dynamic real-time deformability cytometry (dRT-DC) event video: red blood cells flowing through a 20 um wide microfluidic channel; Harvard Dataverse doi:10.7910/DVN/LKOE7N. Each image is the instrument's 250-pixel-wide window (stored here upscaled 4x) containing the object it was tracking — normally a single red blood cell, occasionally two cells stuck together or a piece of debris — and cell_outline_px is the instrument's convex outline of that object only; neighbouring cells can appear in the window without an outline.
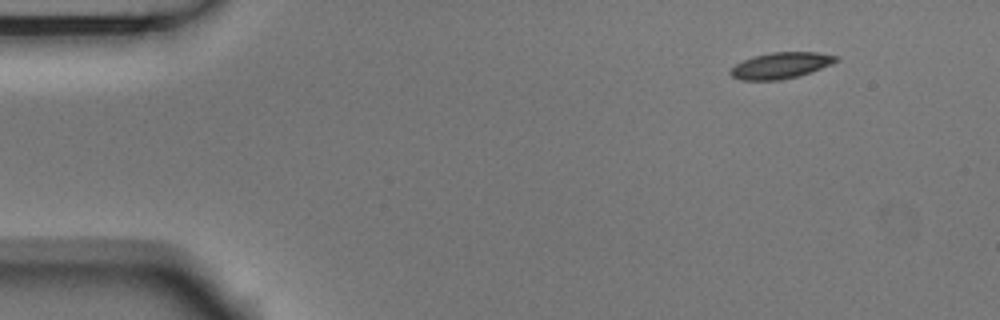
{"species": "Egyptian fruit bat (a non-hibernating species)", "species_latin": "Rousettus aegyptiacus", "temperature_condition": "room temperature", "stored_images_in_passage": 49, "camera_frame_rate_fps": 3000, "um_per_image_px": 0.085, "animal": {"sex": "male"}, "frame": {"image": 1, "passage_image": 1, "time_ms": 0.0, "image_size_px": [1000, 320], "cell_outline_px": [[840, 60], [832, 64], [800, 76], [780, 80], [740, 80], [732, 76], [728, 72], [736, 64], [752, 56], [772, 52], [816, 52], [836, 56]], "centroid_in_image_um": [66.37, 5.57], "position_along_channel_um": 18.6, "area_um2": 16.13}}
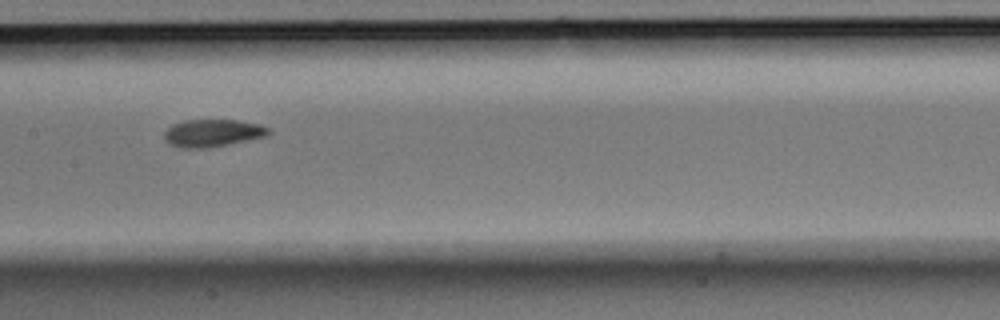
{"frame": {"image": 2, "passage_image": 22, "time_ms": 7.0, "image_size_px": [1000, 320], "cell_outline_px": [[272, 132], [264, 136], [208, 148], [180, 148], [168, 144], [164, 140], [164, 132], [172, 124], [184, 120], [236, 120], [260, 124], [272, 128]], "centroid_in_image_um": [18.04, 11.3], "position_along_channel_um": 189.4, "area_um2": 16.76}}
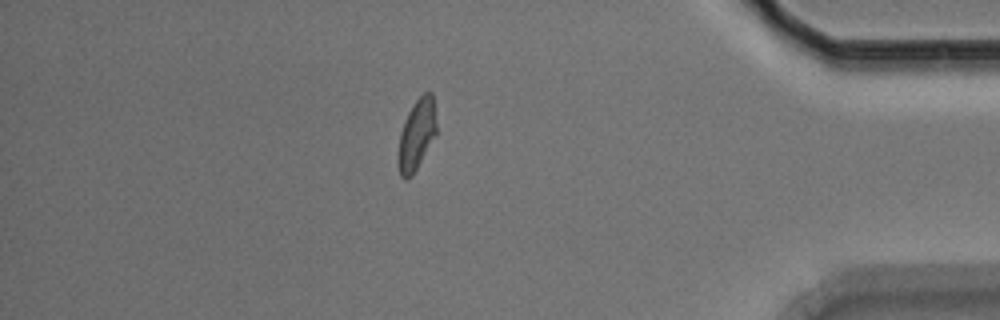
{"frame": {"image": 3, "passage_image": 42, "time_ms": 13.667, "image_size_px": [1000, 320], "cell_outline_px": [[436, 136], [412, 176], [408, 180], [404, 180], [400, 176], [396, 160], [396, 156], [400, 132], [404, 120], [408, 112], [416, 100], [424, 92], [432, 92], [436, 124]], "centroid_in_image_um": [35.38, 11.51], "position_along_channel_um": 399.8, "area_um2": 16.13}, "authors_computed_cell_mechanics": {"area_um2": 16.5308, "velocity_mm_per_s": 3.7109, "shape_relaxation_time_tau1_ms": 3.82, "shape_relaxation_time_tau2_ms": 2.496, "deformation_change_tau1": 0.1831, "deformation_change_tau2": 0.0712}}